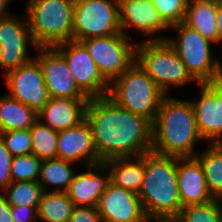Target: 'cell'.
<instances>
[{
  "label": "cell",
  "mask_w": 222,
  "mask_h": 222,
  "mask_svg": "<svg viewBox=\"0 0 222 222\" xmlns=\"http://www.w3.org/2000/svg\"><path fill=\"white\" fill-rule=\"evenodd\" d=\"M85 119L100 163L151 151L152 124L107 96L89 99Z\"/></svg>",
  "instance_id": "1"
},
{
  "label": "cell",
  "mask_w": 222,
  "mask_h": 222,
  "mask_svg": "<svg viewBox=\"0 0 222 222\" xmlns=\"http://www.w3.org/2000/svg\"><path fill=\"white\" fill-rule=\"evenodd\" d=\"M200 137L189 100L165 96L152 123L151 151L178 158L194 157Z\"/></svg>",
  "instance_id": "2"
},
{
  "label": "cell",
  "mask_w": 222,
  "mask_h": 222,
  "mask_svg": "<svg viewBox=\"0 0 222 222\" xmlns=\"http://www.w3.org/2000/svg\"><path fill=\"white\" fill-rule=\"evenodd\" d=\"M145 174L139 197L151 221L173 222L182 210L178 193L177 157L144 153Z\"/></svg>",
  "instance_id": "3"
},
{
  "label": "cell",
  "mask_w": 222,
  "mask_h": 222,
  "mask_svg": "<svg viewBox=\"0 0 222 222\" xmlns=\"http://www.w3.org/2000/svg\"><path fill=\"white\" fill-rule=\"evenodd\" d=\"M75 0H28L26 15L36 47L73 40Z\"/></svg>",
  "instance_id": "4"
},
{
  "label": "cell",
  "mask_w": 222,
  "mask_h": 222,
  "mask_svg": "<svg viewBox=\"0 0 222 222\" xmlns=\"http://www.w3.org/2000/svg\"><path fill=\"white\" fill-rule=\"evenodd\" d=\"M106 96L116 105L142 116L152 124L166 94L135 62L109 83Z\"/></svg>",
  "instance_id": "5"
},
{
  "label": "cell",
  "mask_w": 222,
  "mask_h": 222,
  "mask_svg": "<svg viewBox=\"0 0 222 222\" xmlns=\"http://www.w3.org/2000/svg\"><path fill=\"white\" fill-rule=\"evenodd\" d=\"M170 27L179 32L178 37L176 39L166 37V41L179 55L196 83L222 81V63L212 58V42L184 22Z\"/></svg>",
  "instance_id": "6"
},
{
  "label": "cell",
  "mask_w": 222,
  "mask_h": 222,
  "mask_svg": "<svg viewBox=\"0 0 222 222\" xmlns=\"http://www.w3.org/2000/svg\"><path fill=\"white\" fill-rule=\"evenodd\" d=\"M136 64L169 95V86L196 81L176 51L165 41H144L136 45Z\"/></svg>",
  "instance_id": "7"
},
{
  "label": "cell",
  "mask_w": 222,
  "mask_h": 222,
  "mask_svg": "<svg viewBox=\"0 0 222 222\" xmlns=\"http://www.w3.org/2000/svg\"><path fill=\"white\" fill-rule=\"evenodd\" d=\"M122 33L118 0H75L73 40L111 36Z\"/></svg>",
  "instance_id": "8"
},
{
  "label": "cell",
  "mask_w": 222,
  "mask_h": 222,
  "mask_svg": "<svg viewBox=\"0 0 222 222\" xmlns=\"http://www.w3.org/2000/svg\"><path fill=\"white\" fill-rule=\"evenodd\" d=\"M88 50L101 75L110 83L136 62V44L129 36L118 33L80 41Z\"/></svg>",
  "instance_id": "9"
},
{
  "label": "cell",
  "mask_w": 222,
  "mask_h": 222,
  "mask_svg": "<svg viewBox=\"0 0 222 222\" xmlns=\"http://www.w3.org/2000/svg\"><path fill=\"white\" fill-rule=\"evenodd\" d=\"M55 48L64 56L77 86L89 99L107 95L109 82L81 42L69 40Z\"/></svg>",
  "instance_id": "10"
},
{
  "label": "cell",
  "mask_w": 222,
  "mask_h": 222,
  "mask_svg": "<svg viewBox=\"0 0 222 222\" xmlns=\"http://www.w3.org/2000/svg\"><path fill=\"white\" fill-rule=\"evenodd\" d=\"M38 62L49 96L52 98L89 99L77 86L64 56L55 47H37Z\"/></svg>",
  "instance_id": "11"
},
{
  "label": "cell",
  "mask_w": 222,
  "mask_h": 222,
  "mask_svg": "<svg viewBox=\"0 0 222 222\" xmlns=\"http://www.w3.org/2000/svg\"><path fill=\"white\" fill-rule=\"evenodd\" d=\"M14 14L0 18V66L8 72L29 62L27 46L36 49L31 36L27 16L26 21Z\"/></svg>",
  "instance_id": "12"
},
{
  "label": "cell",
  "mask_w": 222,
  "mask_h": 222,
  "mask_svg": "<svg viewBox=\"0 0 222 222\" xmlns=\"http://www.w3.org/2000/svg\"><path fill=\"white\" fill-rule=\"evenodd\" d=\"M10 97L26 104L37 113L49 101V93L38 62L32 59L5 74Z\"/></svg>",
  "instance_id": "13"
},
{
  "label": "cell",
  "mask_w": 222,
  "mask_h": 222,
  "mask_svg": "<svg viewBox=\"0 0 222 222\" xmlns=\"http://www.w3.org/2000/svg\"><path fill=\"white\" fill-rule=\"evenodd\" d=\"M198 86L201 97L190 102L200 137L212 144H222V81Z\"/></svg>",
  "instance_id": "14"
},
{
  "label": "cell",
  "mask_w": 222,
  "mask_h": 222,
  "mask_svg": "<svg viewBox=\"0 0 222 222\" xmlns=\"http://www.w3.org/2000/svg\"><path fill=\"white\" fill-rule=\"evenodd\" d=\"M97 210L102 222H150L139 195L112 183L100 196Z\"/></svg>",
  "instance_id": "15"
},
{
  "label": "cell",
  "mask_w": 222,
  "mask_h": 222,
  "mask_svg": "<svg viewBox=\"0 0 222 222\" xmlns=\"http://www.w3.org/2000/svg\"><path fill=\"white\" fill-rule=\"evenodd\" d=\"M119 23L122 33L130 27L154 36L146 41H165L164 37H155L154 33L167 30L170 26L163 20L151 0H118Z\"/></svg>",
  "instance_id": "16"
},
{
  "label": "cell",
  "mask_w": 222,
  "mask_h": 222,
  "mask_svg": "<svg viewBox=\"0 0 222 222\" xmlns=\"http://www.w3.org/2000/svg\"><path fill=\"white\" fill-rule=\"evenodd\" d=\"M57 158L69 162H83L87 166L100 163L86 119L79 125L59 131Z\"/></svg>",
  "instance_id": "17"
},
{
  "label": "cell",
  "mask_w": 222,
  "mask_h": 222,
  "mask_svg": "<svg viewBox=\"0 0 222 222\" xmlns=\"http://www.w3.org/2000/svg\"><path fill=\"white\" fill-rule=\"evenodd\" d=\"M88 169L87 172L75 173L66 191L75 206L97 207L100 196L111 183L110 171L104 163L91 165ZM103 171H107L106 176H102Z\"/></svg>",
  "instance_id": "18"
},
{
  "label": "cell",
  "mask_w": 222,
  "mask_h": 222,
  "mask_svg": "<svg viewBox=\"0 0 222 222\" xmlns=\"http://www.w3.org/2000/svg\"><path fill=\"white\" fill-rule=\"evenodd\" d=\"M177 180L182 207L214 199L207 189L202 166L195 157H177Z\"/></svg>",
  "instance_id": "19"
},
{
  "label": "cell",
  "mask_w": 222,
  "mask_h": 222,
  "mask_svg": "<svg viewBox=\"0 0 222 222\" xmlns=\"http://www.w3.org/2000/svg\"><path fill=\"white\" fill-rule=\"evenodd\" d=\"M89 99L49 98L38 112V119L55 131H62L79 125L85 120Z\"/></svg>",
  "instance_id": "20"
},
{
  "label": "cell",
  "mask_w": 222,
  "mask_h": 222,
  "mask_svg": "<svg viewBox=\"0 0 222 222\" xmlns=\"http://www.w3.org/2000/svg\"><path fill=\"white\" fill-rule=\"evenodd\" d=\"M104 164L110 171L112 184L139 194L145 174L144 154L115 158Z\"/></svg>",
  "instance_id": "21"
},
{
  "label": "cell",
  "mask_w": 222,
  "mask_h": 222,
  "mask_svg": "<svg viewBox=\"0 0 222 222\" xmlns=\"http://www.w3.org/2000/svg\"><path fill=\"white\" fill-rule=\"evenodd\" d=\"M218 0H189L184 23L210 42L217 43Z\"/></svg>",
  "instance_id": "22"
},
{
  "label": "cell",
  "mask_w": 222,
  "mask_h": 222,
  "mask_svg": "<svg viewBox=\"0 0 222 222\" xmlns=\"http://www.w3.org/2000/svg\"><path fill=\"white\" fill-rule=\"evenodd\" d=\"M38 120V113L26 104L5 95L0 98V133L30 129Z\"/></svg>",
  "instance_id": "23"
},
{
  "label": "cell",
  "mask_w": 222,
  "mask_h": 222,
  "mask_svg": "<svg viewBox=\"0 0 222 222\" xmlns=\"http://www.w3.org/2000/svg\"><path fill=\"white\" fill-rule=\"evenodd\" d=\"M202 166L207 189L213 198L222 199V144H212L194 156Z\"/></svg>",
  "instance_id": "24"
},
{
  "label": "cell",
  "mask_w": 222,
  "mask_h": 222,
  "mask_svg": "<svg viewBox=\"0 0 222 222\" xmlns=\"http://www.w3.org/2000/svg\"><path fill=\"white\" fill-rule=\"evenodd\" d=\"M71 163L73 162L58 158L41 162L38 182L45 192L48 190L49 185L56 187L54 192L67 191L76 173L72 169Z\"/></svg>",
  "instance_id": "25"
},
{
  "label": "cell",
  "mask_w": 222,
  "mask_h": 222,
  "mask_svg": "<svg viewBox=\"0 0 222 222\" xmlns=\"http://www.w3.org/2000/svg\"><path fill=\"white\" fill-rule=\"evenodd\" d=\"M75 207L66 192H44L37 208L38 219L43 222H69Z\"/></svg>",
  "instance_id": "26"
},
{
  "label": "cell",
  "mask_w": 222,
  "mask_h": 222,
  "mask_svg": "<svg viewBox=\"0 0 222 222\" xmlns=\"http://www.w3.org/2000/svg\"><path fill=\"white\" fill-rule=\"evenodd\" d=\"M3 190L11 206H30L36 209L45 192L38 181L11 182Z\"/></svg>",
  "instance_id": "27"
},
{
  "label": "cell",
  "mask_w": 222,
  "mask_h": 222,
  "mask_svg": "<svg viewBox=\"0 0 222 222\" xmlns=\"http://www.w3.org/2000/svg\"><path fill=\"white\" fill-rule=\"evenodd\" d=\"M29 130L32 139V154L42 161L56 159L58 131L43 124L39 119Z\"/></svg>",
  "instance_id": "28"
},
{
  "label": "cell",
  "mask_w": 222,
  "mask_h": 222,
  "mask_svg": "<svg viewBox=\"0 0 222 222\" xmlns=\"http://www.w3.org/2000/svg\"><path fill=\"white\" fill-rule=\"evenodd\" d=\"M173 222H222V201L214 198L204 204L184 206Z\"/></svg>",
  "instance_id": "29"
},
{
  "label": "cell",
  "mask_w": 222,
  "mask_h": 222,
  "mask_svg": "<svg viewBox=\"0 0 222 222\" xmlns=\"http://www.w3.org/2000/svg\"><path fill=\"white\" fill-rule=\"evenodd\" d=\"M41 162L34 154L13 156L10 168L12 182L38 181Z\"/></svg>",
  "instance_id": "30"
},
{
  "label": "cell",
  "mask_w": 222,
  "mask_h": 222,
  "mask_svg": "<svg viewBox=\"0 0 222 222\" xmlns=\"http://www.w3.org/2000/svg\"><path fill=\"white\" fill-rule=\"evenodd\" d=\"M0 138L13 156L32 154V139L29 129L1 132Z\"/></svg>",
  "instance_id": "31"
},
{
  "label": "cell",
  "mask_w": 222,
  "mask_h": 222,
  "mask_svg": "<svg viewBox=\"0 0 222 222\" xmlns=\"http://www.w3.org/2000/svg\"><path fill=\"white\" fill-rule=\"evenodd\" d=\"M163 20L169 25L184 22L189 0H151Z\"/></svg>",
  "instance_id": "32"
},
{
  "label": "cell",
  "mask_w": 222,
  "mask_h": 222,
  "mask_svg": "<svg viewBox=\"0 0 222 222\" xmlns=\"http://www.w3.org/2000/svg\"><path fill=\"white\" fill-rule=\"evenodd\" d=\"M13 155L6 148L4 142L0 138V189L3 190L11 182V164Z\"/></svg>",
  "instance_id": "33"
},
{
  "label": "cell",
  "mask_w": 222,
  "mask_h": 222,
  "mask_svg": "<svg viewBox=\"0 0 222 222\" xmlns=\"http://www.w3.org/2000/svg\"><path fill=\"white\" fill-rule=\"evenodd\" d=\"M69 222H102L97 207L75 206Z\"/></svg>",
  "instance_id": "34"
},
{
  "label": "cell",
  "mask_w": 222,
  "mask_h": 222,
  "mask_svg": "<svg viewBox=\"0 0 222 222\" xmlns=\"http://www.w3.org/2000/svg\"><path fill=\"white\" fill-rule=\"evenodd\" d=\"M14 222H34L38 220L37 209L30 206H11Z\"/></svg>",
  "instance_id": "35"
},
{
  "label": "cell",
  "mask_w": 222,
  "mask_h": 222,
  "mask_svg": "<svg viewBox=\"0 0 222 222\" xmlns=\"http://www.w3.org/2000/svg\"><path fill=\"white\" fill-rule=\"evenodd\" d=\"M0 222H14L11 213V205L4 194L0 193Z\"/></svg>",
  "instance_id": "36"
},
{
  "label": "cell",
  "mask_w": 222,
  "mask_h": 222,
  "mask_svg": "<svg viewBox=\"0 0 222 222\" xmlns=\"http://www.w3.org/2000/svg\"><path fill=\"white\" fill-rule=\"evenodd\" d=\"M217 42L222 41V0L217 2Z\"/></svg>",
  "instance_id": "37"
},
{
  "label": "cell",
  "mask_w": 222,
  "mask_h": 222,
  "mask_svg": "<svg viewBox=\"0 0 222 222\" xmlns=\"http://www.w3.org/2000/svg\"><path fill=\"white\" fill-rule=\"evenodd\" d=\"M10 0H0V18L7 17L11 15L7 10V5Z\"/></svg>",
  "instance_id": "38"
}]
</instances>
